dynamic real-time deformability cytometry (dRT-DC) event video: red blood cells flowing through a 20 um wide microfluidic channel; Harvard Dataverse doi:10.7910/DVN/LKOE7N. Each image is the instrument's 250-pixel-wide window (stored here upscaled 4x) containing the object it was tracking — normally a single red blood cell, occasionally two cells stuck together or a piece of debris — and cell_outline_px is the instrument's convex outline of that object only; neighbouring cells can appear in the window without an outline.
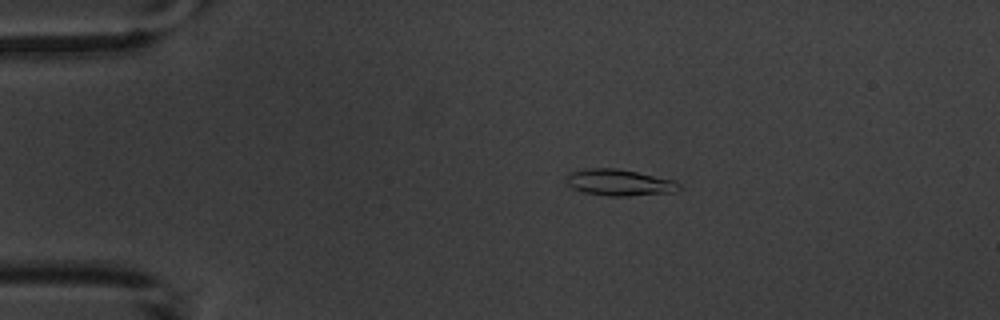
{"species": "common noctule bat (a hibernating species)", "species_latin": "Nyctalus noctula", "temperature_condition": "warm", "stored_images_in_passage": 5, "camera_frame_rate_fps": 3000, "um_per_image_px": 0.085, "animal": {"sex": "male", "body_mass_g": 20.1, "forearm_length_mm": 53.5}, "frame": {"image": 1, "passage_image": 4, "time_ms": 3.667, "image_size_px": [1000, 320], "cell_outline_px": [[680, 188], [676, 192], [628, 196], [608, 196], [584, 192], [572, 188], [564, 180], [564, 176], [572, 172], [592, 168], [616, 168], [676, 180], [680, 184]], "centroid_in_image_um": [52.65, 15.52], "position_along_channel_um": 32.3, "area_um2": 17.4}}